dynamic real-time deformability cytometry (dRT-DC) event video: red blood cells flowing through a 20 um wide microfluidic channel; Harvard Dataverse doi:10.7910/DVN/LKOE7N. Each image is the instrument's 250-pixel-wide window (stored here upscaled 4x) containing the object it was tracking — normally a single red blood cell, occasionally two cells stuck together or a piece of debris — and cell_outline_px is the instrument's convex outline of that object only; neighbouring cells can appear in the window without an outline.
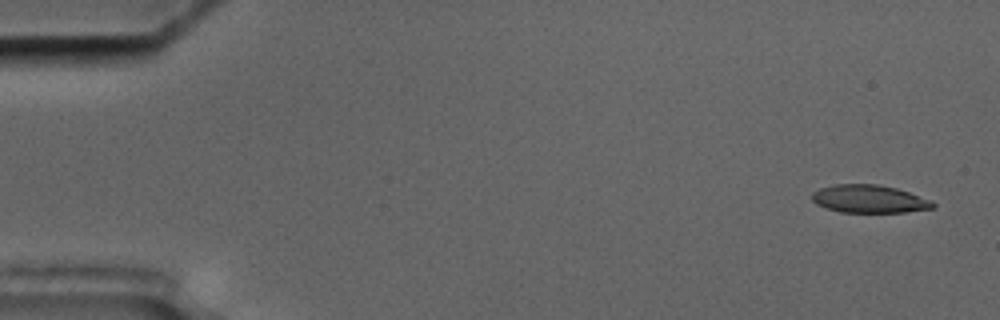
{"species": "common noctule bat (a hibernating species)", "species_latin": "Nyctalus noctula", "temperature_condition": "cold", "stored_images_in_passage": 7, "camera_frame_rate_fps": 3000, "um_per_image_px": 0.085, "animal": {"sex": "male", "body_mass_g": 17.5, "forearm_length_mm": 52.3}, "frame": {"image": 1, "passage_image": 1, "time_ms": 0.0, "image_size_px": [1000, 320], "cell_outline_px": [[936, 204], [932, 208], [904, 212], [840, 212], [816, 204], [812, 200], [812, 192], [820, 188], [836, 184], [876, 184], [896, 188], [932, 200]], "centroid_in_image_um": [73.87, 16.91], "position_along_channel_um": 11.1, "area_um2": 19.54}}
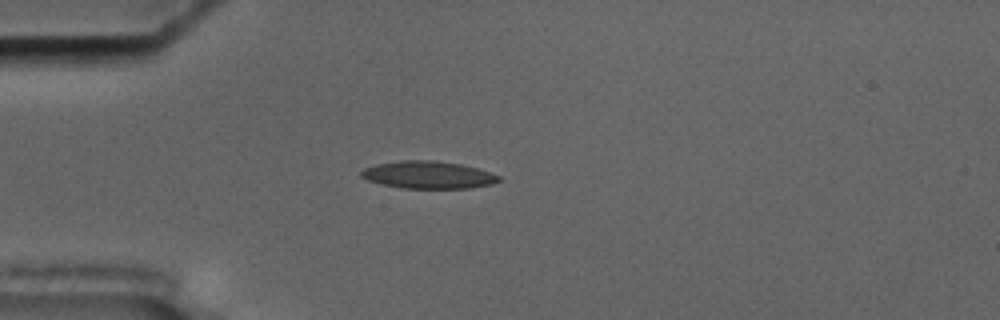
{"frame": {"image": 2, "passage_image": 5, "time_ms": 4.333, "image_size_px": [1000, 320], "cell_outline_px": [[500, 180], [492, 184], [468, 188], [400, 188], [380, 184], [368, 180], [360, 176], [360, 172], [364, 168], [376, 164], [400, 160], [432, 160], [460, 164], [476, 168], [500, 176]], "centroid_in_image_um": [36.34, 14.86], "position_along_channel_um": 48.7, "area_um2": 21.91}}